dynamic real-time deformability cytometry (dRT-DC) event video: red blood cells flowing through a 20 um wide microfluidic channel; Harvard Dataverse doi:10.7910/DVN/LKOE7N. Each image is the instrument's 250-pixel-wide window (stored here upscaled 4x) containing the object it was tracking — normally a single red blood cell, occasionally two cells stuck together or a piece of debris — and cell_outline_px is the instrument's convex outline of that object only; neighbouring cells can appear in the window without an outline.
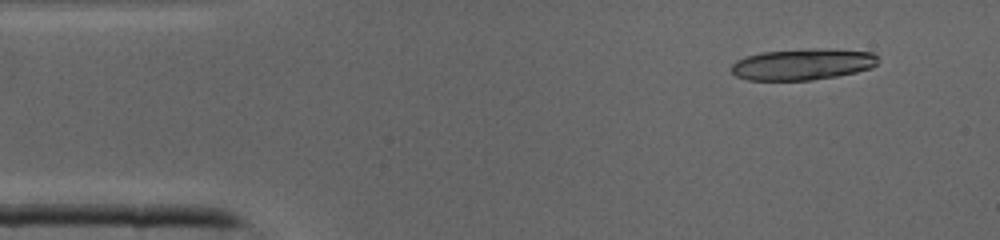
{"species": "common noctule bat (a hibernating species)", "species_latin": "Nyctalus noctula", "temperature_condition": "cold", "stored_images_in_passage": 12, "camera_frame_rate_fps": 3000, "um_per_image_px": 0.085, "animal": {"sex": "male", "body_mass_g": 19.0, "forearm_length_mm": 50.8}, "frame": {"image": 1, "passage_image": 1, "time_ms": 0.0, "image_size_px": [1000, 240], "cell_outline_px": [[880, 60], [872, 68], [856, 72], [836, 76], [812, 80], [748, 80], [736, 76], [728, 68], [736, 60], [748, 56], [764, 52], [872, 52], [880, 56]], "centroid_in_image_um": [68.17, 5.54], "position_along_channel_um": 16.8, "area_um2": 25.26}}